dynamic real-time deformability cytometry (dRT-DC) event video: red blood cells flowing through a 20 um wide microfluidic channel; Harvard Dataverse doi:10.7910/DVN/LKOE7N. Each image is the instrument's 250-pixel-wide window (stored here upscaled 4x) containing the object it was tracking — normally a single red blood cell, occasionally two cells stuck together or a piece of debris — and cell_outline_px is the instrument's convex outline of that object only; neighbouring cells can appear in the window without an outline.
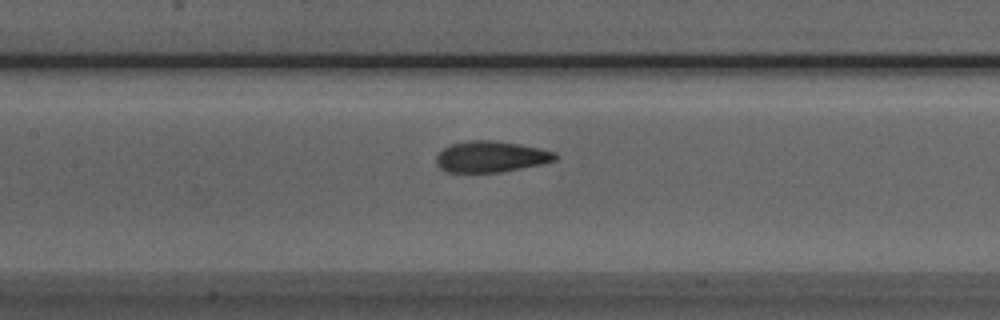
{"species": "Egyptian fruit bat (a non-hibernating species)", "species_latin": "Rousettus aegyptiacus", "temperature_condition": "room temperature", "stored_images_in_passage": 37, "camera_frame_rate_fps": 3000, "um_per_image_px": 0.085, "animal": {"sex": "male"}, "frame": {"image": 1, "passage_image": 14, "time_ms": 4.333, "image_size_px": [1000, 320], "cell_outline_px": [[560, 156], [556, 160], [540, 164], [500, 172], [448, 172], [440, 168], [436, 164], [436, 156], [444, 148], [452, 144], [468, 140], [496, 140], [520, 144], [540, 148], [556, 152]], "centroid_in_image_um": [41.75, 13.31], "position_along_channel_um": 165.7, "area_um2": 21.62}}
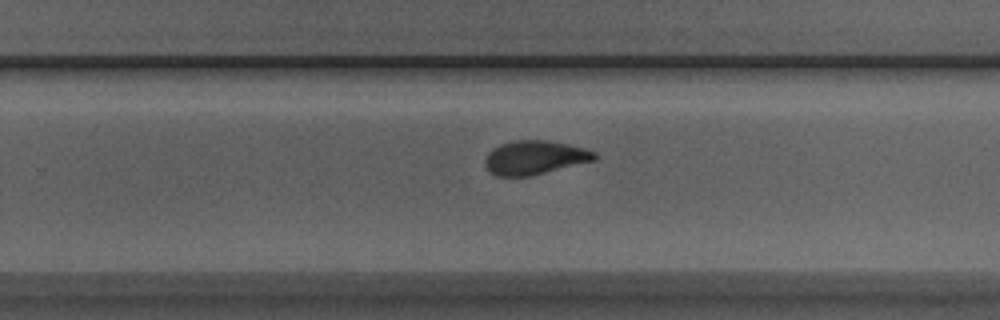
{"frame": {"image": 2, "passage_image": 23, "time_ms": 7.333, "image_size_px": [1000, 320], "cell_outline_px": [[596, 160], [528, 176], [496, 176], [484, 164], [484, 160], [488, 152], [492, 148], [500, 144], [512, 140], [544, 140], [568, 144], [584, 148], [596, 152]], "centroid_in_image_um": [45.43, 13.38], "position_along_channel_um": 284.4, "area_um2": 21.5}}
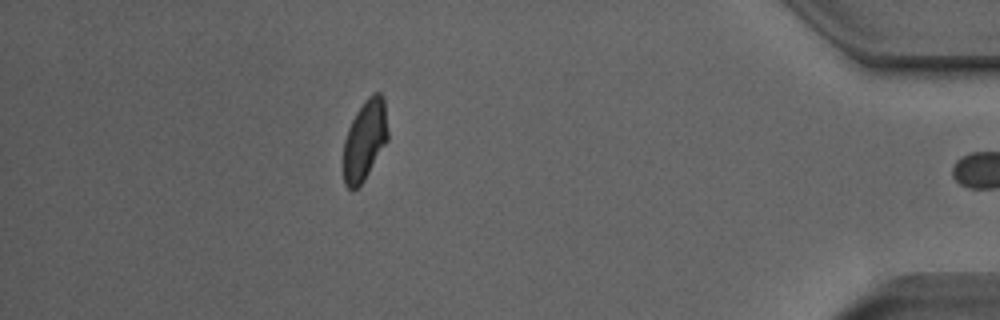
{"frame": {"image": 3, "passage_image": 36, "time_ms": 11.667, "image_size_px": [1000, 320], "cell_outline_px": [[388, 140], [364, 180], [352, 192], [344, 184], [344, 140], [348, 128], [356, 112], [364, 100], [372, 92], [380, 92], [384, 96], [388, 132]], "centroid_in_image_um": [31.02, 11.88], "position_along_channel_um": 404.2, "area_um2": 20.92}, "authors_computed_cell_mechanics": {"area_um2": 21.6172, "velocity_mm_per_s": 3.9757, "shape_relaxation_time_tau1_ms": 4.4621, "shape_relaxation_time_tau2_ms": 1.653, "deformation_change_tau1": 0.1514, "deformation_change_tau2": 0.059}}